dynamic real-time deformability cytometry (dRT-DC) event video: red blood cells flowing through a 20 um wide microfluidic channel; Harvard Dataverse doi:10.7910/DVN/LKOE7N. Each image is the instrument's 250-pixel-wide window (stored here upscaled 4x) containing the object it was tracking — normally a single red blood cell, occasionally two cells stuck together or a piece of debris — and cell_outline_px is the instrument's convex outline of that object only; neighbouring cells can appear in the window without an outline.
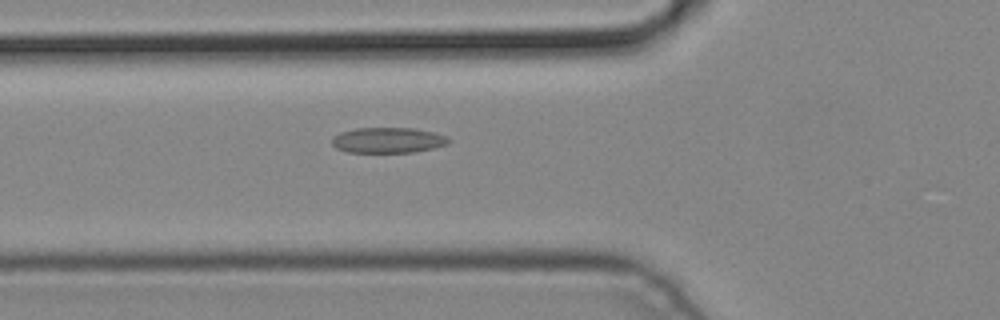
{"species": "common noctule bat (a hibernating species)", "species_latin": "Nyctalus noctula", "temperature_condition": "cold", "stored_images_in_passage": 5, "camera_frame_rate_fps": 3000, "um_per_image_px": 0.085, "animal": {"sex": "male", "body_mass_g": 19.2, "forearm_length_mm": 51.8}, "frame": {"image": 1, "passage_image": 5, "time_ms": 1.333, "image_size_px": [1000, 320], "cell_outline_px": [[452, 140], [448, 144], [432, 148], [412, 152], [348, 152], [336, 148], [332, 144], [332, 140], [340, 132], [356, 128], [416, 128], [448, 136]], "centroid_in_image_um": [33.01, 11.91], "position_along_channel_um": 92.8, "area_um2": 17.28}}